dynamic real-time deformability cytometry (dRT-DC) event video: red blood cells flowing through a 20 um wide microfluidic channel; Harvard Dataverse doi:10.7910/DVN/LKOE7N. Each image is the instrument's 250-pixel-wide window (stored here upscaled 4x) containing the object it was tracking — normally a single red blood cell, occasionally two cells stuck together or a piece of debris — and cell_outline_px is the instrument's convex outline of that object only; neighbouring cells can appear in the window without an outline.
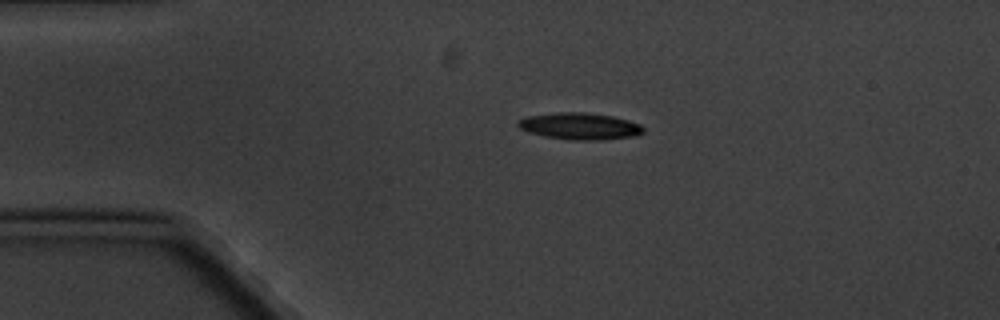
{"species": "common noctule bat (a hibernating species)", "species_latin": "Nyctalus noctula", "temperature_condition": "cold", "stored_images_in_passage": 4, "camera_frame_rate_fps": 3000, "um_per_image_px": 0.085, "animal": {"sex": "male", "body_mass_g": 20.1, "forearm_length_mm": 53.5}, "frame": {"image": 1, "passage_image": 3, "time_ms": 2.333, "image_size_px": [1000, 320], "cell_outline_px": [[644, 132], [636, 136], [600, 140], [568, 140], [544, 136], [528, 132], [520, 128], [516, 124], [520, 120], [528, 116], [556, 112], [584, 112], [612, 116], [628, 120], [640, 124], [644, 128]], "centroid_in_image_um": [49.3, 10.73], "position_along_channel_um": 35.7, "area_um2": 19.59}}